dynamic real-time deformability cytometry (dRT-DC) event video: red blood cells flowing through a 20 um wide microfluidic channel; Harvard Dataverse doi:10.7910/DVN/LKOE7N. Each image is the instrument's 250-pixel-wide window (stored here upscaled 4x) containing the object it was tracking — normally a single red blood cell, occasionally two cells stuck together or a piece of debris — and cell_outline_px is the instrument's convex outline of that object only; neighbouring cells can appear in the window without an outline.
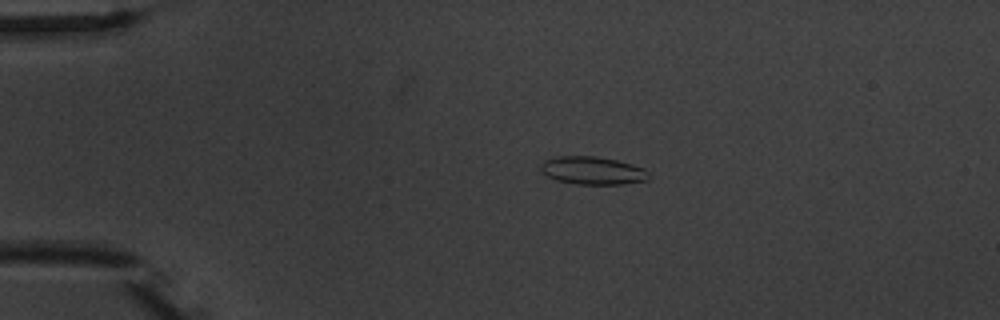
{"species": "common noctule bat (a hibernating species)", "species_latin": "Nyctalus noctula", "temperature_condition": "warm", "stored_images_in_passage": 5, "camera_frame_rate_fps": 3000, "um_per_image_px": 0.085, "animal": {"sex": "male", "body_mass_g": 20.1, "forearm_length_mm": 53.5}, "frame": {"image": 1, "passage_image": 1, "time_ms": 0.0, "image_size_px": [1000, 320], "cell_outline_px": [[648, 180], [620, 184], [580, 184], [556, 180], [540, 172], [540, 164], [544, 160], [560, 156], [596, 156], [616, 160], [632, 164], [644, 168], [648, 172]], "centroid_in_image_um": [50.34, 14.49], "position_along_channel_um": 34.7, "area_um2": 17.51}}
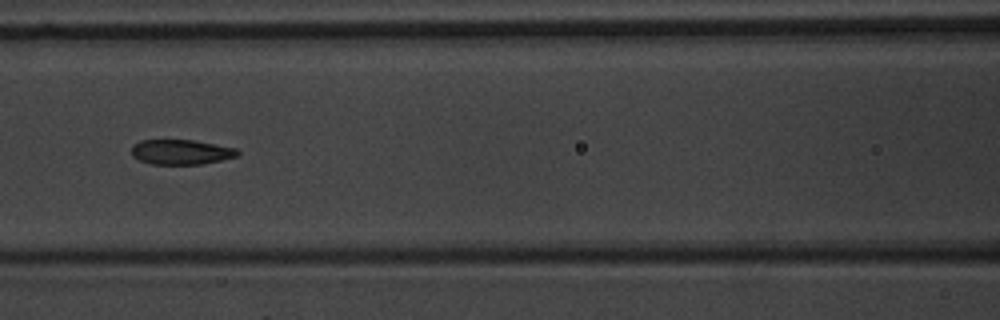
{"frame": {"image": 2, "passage_image": 4, "time_ms": 4.333, "image_size_px": [1000, 320], "cell_outline_px": [[240, 152], [236, 156], [220, 160], [200, 164], [152, 164], [140, 160], [132, 156], [132, 144], [140, 140], [192, 140], [236, 148]], "centroid_in_image_um": [15.35, 12.91], "position_along_channel_um": 151.2, "area_um2": 15.26}}
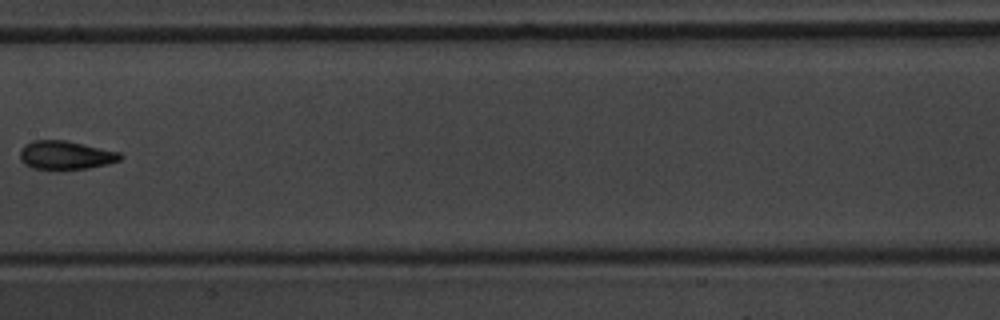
{"frame": {"image": 3, "passage_image": 5, "time_ms": 5.667, "image_size_px": [1000, 320], "cell_outline_px": [[124, 156], [120, 160], [108, 164], [88, 168], [32, 168], [24, 164], [20, 160], [20, 148], [24, 144], [32, 140], [64, 140], [120, 152]], "centroid_in_image_um": [5.56, 13.17], "position_along_channel_um": 201.8, "area_um2": 16.53}}